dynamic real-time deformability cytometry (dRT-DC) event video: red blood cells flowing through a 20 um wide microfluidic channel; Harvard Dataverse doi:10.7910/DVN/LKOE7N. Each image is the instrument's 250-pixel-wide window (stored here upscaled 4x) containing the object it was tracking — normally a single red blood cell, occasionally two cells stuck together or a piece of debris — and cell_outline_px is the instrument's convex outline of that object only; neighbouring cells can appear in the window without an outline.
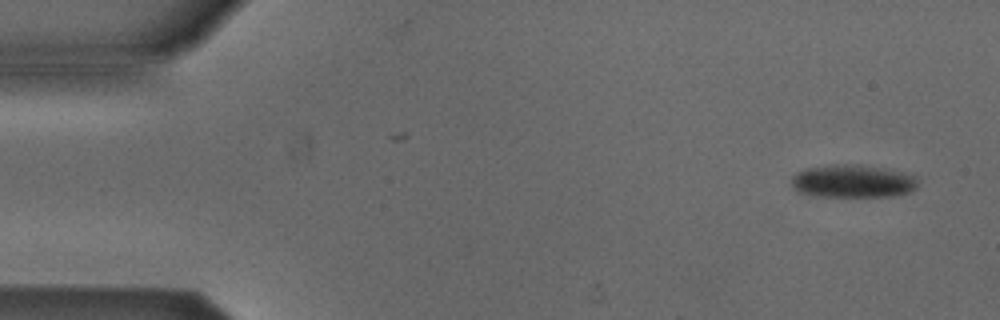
{"species": "Egyptian fruit bat (a non-hibernating species)", "species_latin": "Rousettus aegyptiacus", "temperature_condition": "cold", "stored_images_in_passage": 5, "camera_frame_rate_fps": 3000, "um_per_image_px": 0.085, "animal": {"sex": "male"}, "frame": {"image": 1, "passage_image": 1, "time_ms": 0.0, "image_size_px": [1000, 320], "cell_outline_px": [[916, 188], [912, 192], [892, 196], [820, 196], [800, 192], [792, 184], [792, 176], [804, 168], [828, 164], [860, 164], [884, 168], [904, 172], [916, 176]], "centroid_in_image_um": [72.51, 15.38], "position_along_channel_um": 12.5, "area_um2": 24.33}}
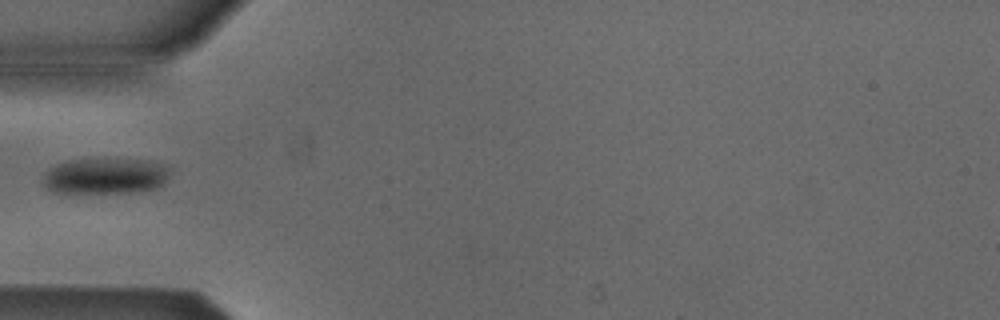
{"frame": {"image": 2, "passage_image": 4, "time_ms": 4.667, "image_size_px": [1000, 320], "cell_outline_px": [[172, 172], [164, 184], [156, 188], [136, 192], [72, 196], [60, 196], [52, 192], [40, 180], [44, 172], [48, 168], [56, 164], [68, 160], [152, 160], [172, 164]], "centroid_in_image_um": [8.94, 15.02], "position_along_channel_um": 76.1, "area_um2": 28.38}}
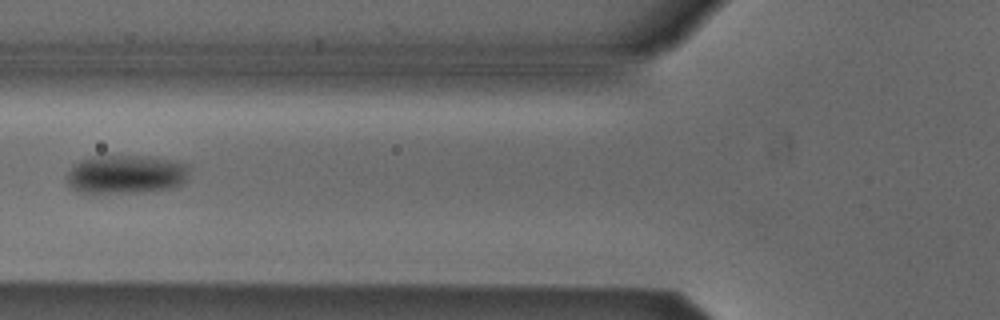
{"frame": {"image": 3, "passage_image": 5, "time_ms": 5.667, "image_size_px": [1000, 320], "cell_outline_px": [[188, 168], [184, 184], [172, 188], [144, 192], [88, 196], [84, 196], [76, 192], [68, 184], [68, 172], [80, 160], [92, 156], [140, 156], [172, 160], [188, 164]], "centroid_in_image_um": [10.65, 14.88], "position_along_channel_um": 115.2, "area_um2": 28.44}}